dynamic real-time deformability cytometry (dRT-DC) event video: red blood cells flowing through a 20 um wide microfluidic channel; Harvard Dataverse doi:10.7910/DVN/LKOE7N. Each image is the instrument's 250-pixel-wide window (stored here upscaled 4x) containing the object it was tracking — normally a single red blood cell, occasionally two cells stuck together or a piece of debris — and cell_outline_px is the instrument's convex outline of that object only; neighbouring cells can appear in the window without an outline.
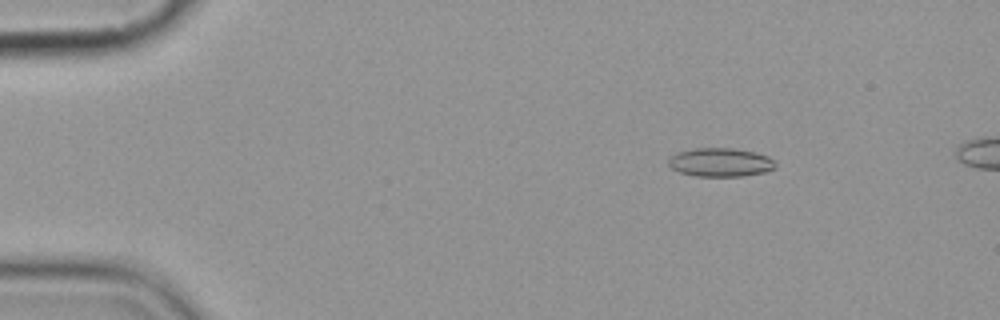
{"species": "common noctule bat (a hibernating species)", "species_latin": "Nyctalus noctula", "temperature_condition": "cold", "stored_images_in_passage": 5, "camera_frame_rate_fps": 3000, "um_per_image_px": 0.085, "animal": {"sex": "female", "body_mass_g": 19.9}, "frame": {"image": 1, "passage_image": 2, "time_ms": 1.333, "image_size_px": [1000, 320], "cell_outline_px": [[776, 168], [764, 172], [744, 176], [696, 176], [680, 172], [672, 168], [668, 164], [668, 156], [676, 152], [696, 148], [732, 148], [756, 152], [768, 156], [776, 164]], "centroid_in_image_um": [61.22, 13.79], "position_along_channel_um": 23.8, "area_um2": 17.98}}